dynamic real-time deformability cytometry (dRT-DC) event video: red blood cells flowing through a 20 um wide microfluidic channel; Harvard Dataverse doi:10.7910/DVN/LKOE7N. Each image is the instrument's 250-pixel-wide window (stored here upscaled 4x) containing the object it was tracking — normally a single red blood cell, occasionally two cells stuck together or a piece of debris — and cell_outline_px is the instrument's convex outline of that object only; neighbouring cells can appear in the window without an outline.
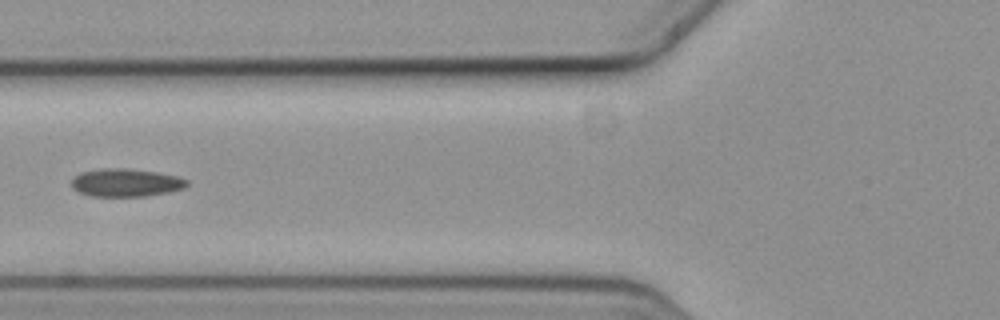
{"species": "common noctule bat (a hibernating species)", "species_latin": "Nyctalus noctula", "temperature_condition": "cold", "stored_images_in_passage": 4, "camera_frame_rate_fps": 3000, "um_per_image_px": 0.085, "animal": {"sex": "female", "body_mass_g": 19.3, "forearm_length_mm": 54.1}, "frame": {"image": 1, "passage_image": 4, "time_ms": 1.0, "image_size_px": [1000, 320], "cell_outline_px": [[188, 184], [184, 188], [168, 192], [148, 196], [92, 196], [80, 192], [72, 188], [72, 180], [80, 172], [104, 168], [124, 168], [156, 172], [180, 176], [188, 180]], "centroid_in_image_um": [10.73, 15.52], "position_along_channel_um": 115.1, "area_um2": 18.79}}